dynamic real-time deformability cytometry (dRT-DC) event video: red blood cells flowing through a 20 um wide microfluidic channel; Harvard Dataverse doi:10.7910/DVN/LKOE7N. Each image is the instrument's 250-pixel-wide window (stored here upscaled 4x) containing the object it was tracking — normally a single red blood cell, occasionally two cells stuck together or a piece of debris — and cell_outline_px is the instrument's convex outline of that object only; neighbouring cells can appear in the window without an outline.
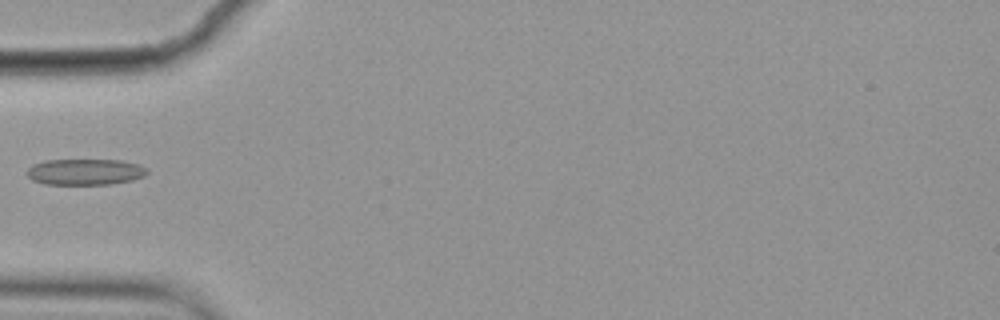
{"species": "common noctule bat (a hibernating species)", "species_latin": "Nyctalus noctula", "temperature_condition": "cold", "stored_images_in_passage": 5, "camera_frame_rate_fps": 3000, "um_per_image_px": 0.085, "animal": {"sex": "female", "body_mass_g": 19.9}, "frame": {"image": 1, "passage_image": 5, "time_ms": 1.333, "image_size_px": [1000, 320], "cell_outline_px": [[148, 172], [144, 176], [132, 180], [112, 184], [44, 184], [32, 180], [28, 176], [28, 168], [32, 164], [44, 160], [120, 160], [140, 164], [148, 168]], "centroid_in_image_um": [7.26, 14.6], "position_along_channel_um": 77.7, "area_um2": 18.38}}